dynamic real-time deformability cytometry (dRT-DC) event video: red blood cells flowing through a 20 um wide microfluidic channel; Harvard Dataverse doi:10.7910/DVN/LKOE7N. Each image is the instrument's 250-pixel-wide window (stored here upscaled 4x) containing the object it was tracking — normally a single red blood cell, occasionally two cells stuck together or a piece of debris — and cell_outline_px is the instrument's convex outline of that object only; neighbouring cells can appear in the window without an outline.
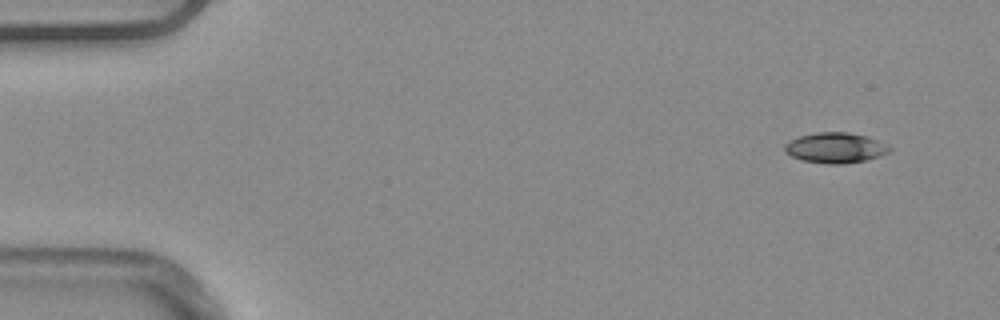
{"species": "common noctule bat (a hibernating species)", "species_latin": "Nyctalus noctula", "temperature_condition": "warm", "stored_images_in_passage": 49, "camera_frame_rate_fps": 3000, "um_per_image_px": 0.085, "animal": {"sex": "male", "body_mass_g": 20.4}, "frame": {"image": 1, "passage_image": 1, "time_ms": 0.0, "image_size_px": [1000, 320], "cell_outline_px": [[892, 148], [888, 152], [880, 156], [868, 160], [840, 164], [828, 164], [800, 160], [784, 152], [784, 144], [788, 140], [800, 136], [816, 132], [848, 132], [868, 136], [888, 144]], "centroid_in_image_um": [71.0, 12.56], "position_along_channel_um": 14.0, "area_um2": 18.84}}
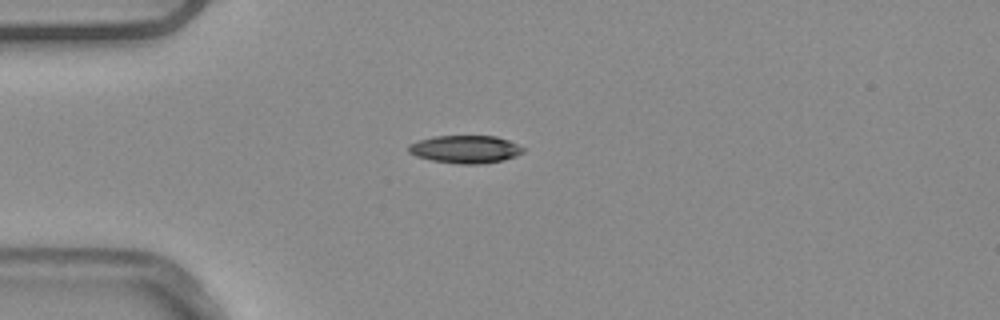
{"frame": {"image": 2, "passage_image": 11, "time_ms": 3.333, "image_size_px": [1000, 320], "cell_outline_px": [[524, 152], [516, 156], [504, 160], [484, 164], [460, 164], [432, 160], [416, 156], [408, 152], [408, 144], [432, 136], [496, 136], [508, 140], [524, 148]], "centroid_in_image_um": [39.56, 12.69], "position_along_channel_um": 45.4, "area_um2": 18.61}}
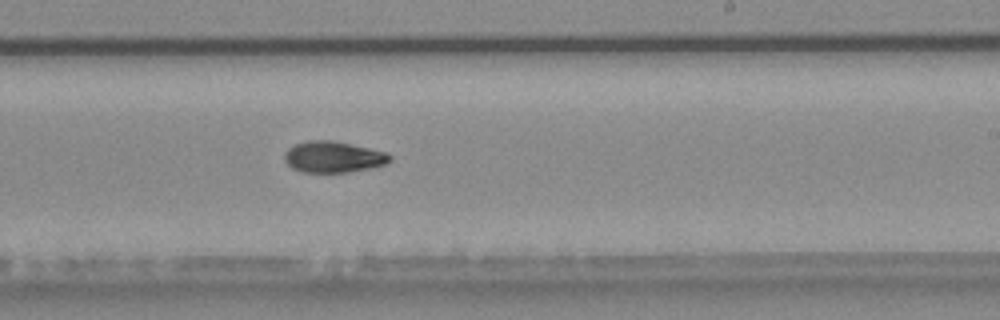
{"frame": {"image": 3, "passage_image": 29, "time_ms": 9.333, "image_size_px": [1000, 320], "cell_outline_px": [[392, 160], [388, 164], [348, 172], [304, 172], [292, 168], [284, 160], [284, 152], [288, 148], [296, 144], [308, 140], [332, 140], [388, 152], [392, 156]], "centroid_in_image_um": [28.35, 13.33], "position_along_channel_um": 260.7, "area_um2": 19.25}, "authors_computed_cell_mechanics": {"area_um2": 18.785, "velocity_mm_per_s": 3.9062, "shape_relaxation_time_tau1_ms": 6.2046, "shape_relaxation_time_tau2_ms": null, "deformation_change_tau1": 0.1523, "deformation_change_tau2": null}}